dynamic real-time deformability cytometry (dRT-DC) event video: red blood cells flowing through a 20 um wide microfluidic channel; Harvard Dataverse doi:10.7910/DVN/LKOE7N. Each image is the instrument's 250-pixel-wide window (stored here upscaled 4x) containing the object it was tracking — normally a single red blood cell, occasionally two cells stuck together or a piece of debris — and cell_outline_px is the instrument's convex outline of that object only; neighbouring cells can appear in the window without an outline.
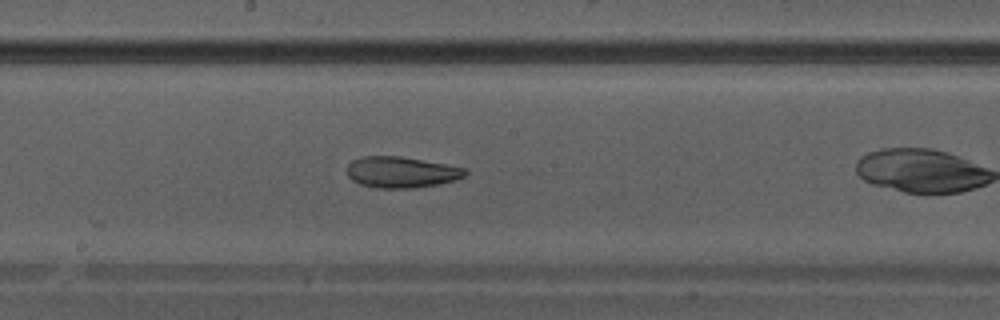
{"species": "Egyptian fruit bat (a non-hibernating species)", "species_latin": "Rousettus aegyptiacus", "temperature_condition": "warm", "stored_images_in_passage": 21, "camera_frame_rate_fps": 3000, "um_per_image_px": 0.085, "animal": {"sex": "male"}, "frame": {"image": 1, "passage_image": 10, "time_ms": 3.0, "image_size_px": [1000, 320], "cell_outline_px": [[468, 172], [464, 176], [456, 180], [440, 184], [412, 188], [376, 188], [360, 184], [352, 180], [348, 176], [348, 164], [352, 160], [364, 156], [400, 156], [468, 168]], "centroid_in_image_um": [34.14, 14.64], "position_along_channel_um": 214.1, "area_um2": 21.5}}
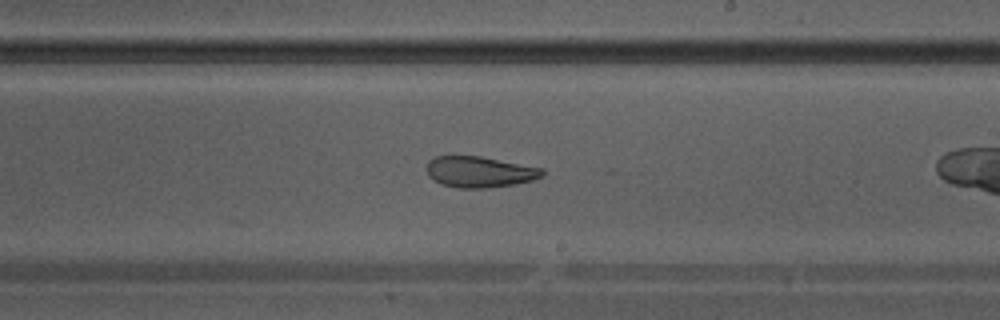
{"frame": {"image": 2, "passage_image": 12, "time_ms": 3.667, "image_size_px": [1000, 320], "cell_outline_px": [[544, 176], [532, 180], [512, 184], [484, 188], [456, 188], [444, 184], [428, 176], [428, 160], [436, 156], [480, 156], [544, 168]], "centroid_in_image_um": [40.79, 14.6], "position_along_channel_um": 248.2, "area_um2": 20.69}}